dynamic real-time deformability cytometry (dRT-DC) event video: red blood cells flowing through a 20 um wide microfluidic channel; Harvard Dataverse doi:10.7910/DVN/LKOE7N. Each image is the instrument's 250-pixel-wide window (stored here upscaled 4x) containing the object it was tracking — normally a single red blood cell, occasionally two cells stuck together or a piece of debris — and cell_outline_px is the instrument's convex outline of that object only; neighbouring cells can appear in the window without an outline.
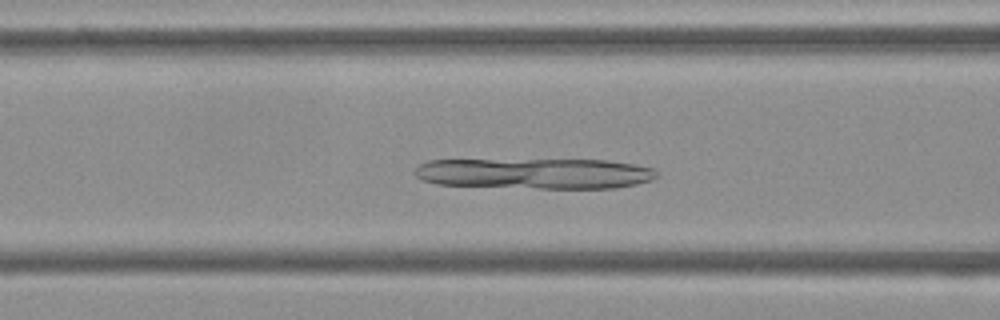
{"species": "Egyptian fruit bat (a non-hibernating species)", "species_latin": "Rousettus aegyptiacus", "temperature_condition": "cold", "stored_images_in_passage": 40, "camera_frame_rate_fps": 3000, "um_per_image_px": 0.085, "frame": {"image": 1, "passage_image": 8, "time_ms": 2.333, "image_size_px": [1000, 320], "cell_outline_px": [[656, 176], [652, 180], [636, 184], [616, 188], [540, 188], [436, 184], [420, 180], [412, 172], [420, 164], [428, 160], [604, 160], [632, 164], [656, 168]], "centroid_in_image_um": [45.45, 14.74], "position_along_channel_um": 121.2, "area_um2": 43.18}}
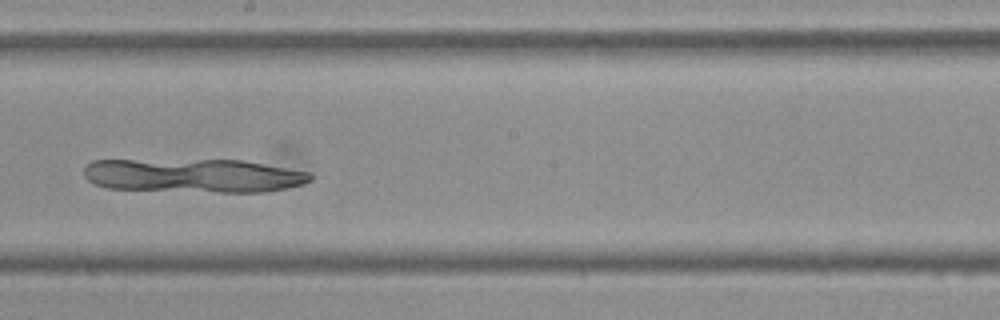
{"frame": {"image": 2, "passage_image": 17, "time_ms": 5.333, "image_size_px": [1000, 320], "cell_outline_px": [[312, 180], [304, 184], [264, 192], [220, 192], [108, 188], [96, 184], [88, 180], [84, 176], [84, 168], [92, 160], [244, 160], [308, 172], [312, 176]], "centroid_in_image_um": [16.46, 14.92], "position_along_channel_um": 231.7, "area_um2": 44.45}}
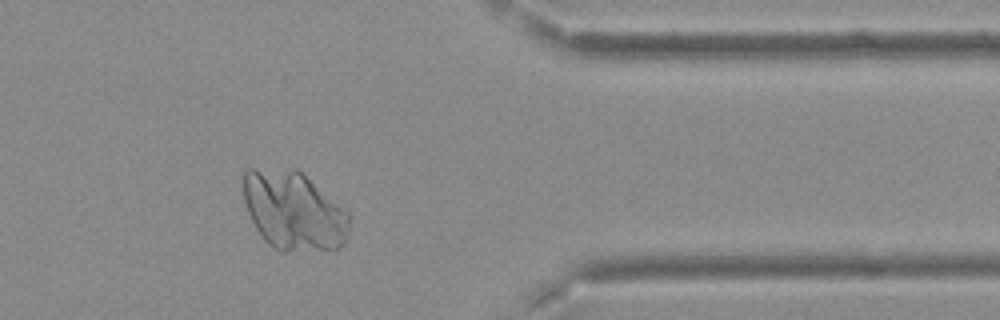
{"frame": {"image": 3, "passage_image": 31, "time_ms": 10.0, "image_size_px": [1000, 320], "cell_outline_px": [[348, 232], [344, 244], [340, 248], [284, 252], [280, 252], [268, 244], [264, 240], [256, 228], [248, 212], [244, 200], [240, 180], [244, 168], [296, 168], [348, 212]], "centroid_in_image_um": [24.89, 17.9], "position_along_channel_um": 386.5, "area_um2": 49.07}}